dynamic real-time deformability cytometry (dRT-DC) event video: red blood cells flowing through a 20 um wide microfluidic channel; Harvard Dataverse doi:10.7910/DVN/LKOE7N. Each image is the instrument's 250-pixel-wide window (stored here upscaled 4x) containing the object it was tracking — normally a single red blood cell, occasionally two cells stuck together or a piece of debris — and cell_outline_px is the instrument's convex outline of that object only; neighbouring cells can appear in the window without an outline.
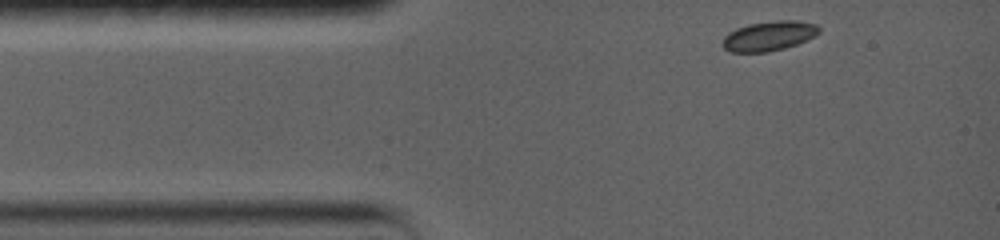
{"species": "common noctule bat (a hibernating species)", "species_latin": "Nyctalus noctula", "temperature_condition": "warm", "stored_images_in_passage": 22, "camera_frame_rate_fps": 5000, "um_per_image_px": 0.085, "animal": {"sex": "female", "body_mass_g": 19.0, "forearm_length_mm": 56.7}, "frame": {"image": 1, "passage_image": 1, "time_ms": 0.0, "image_size_px": [1000, 240], "cell_outline_px": [[820, 32], [816, 36], [796, 44], [784, 48], [768, 52], [732, 52], [724, 48], [724, 36], [728, 32], [736, 28], [748, 24], [776, 20], [796, 20], [816, 24], [820, 28]], "centroid_in_image_um": [65.39, 3.04], "position_along_channel_um": 19.6, "area_um2": 16.7}}
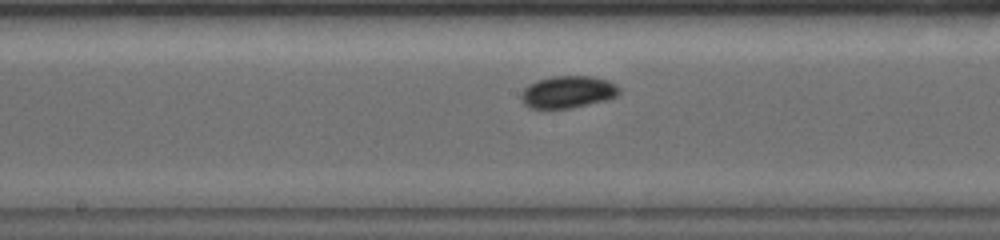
{"frame": {"image": 2, "passage_image": 13, "time_ms": 6.0, "image_size_px": [1000, 240], "cell_outline_px": [[620, 92], [616, 96], [608, 100], [572, 108], [528, 108], [524, 104], [520, 96], [520, 92], [528, 84], [536, 80], [552, 76], [592, 76], [608, 80], [616, 84], [620, 88]], "centroid_in_image_um": [48.26, 7.81], "position_along_channel_um": 199.9, "area_um2": 18.67}}
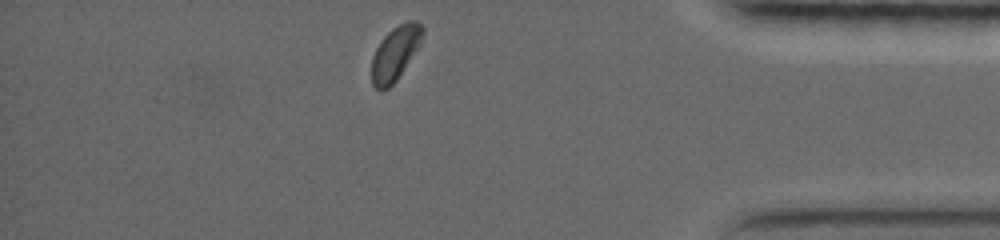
{"frame": {"image": 3, "passage_image": 22, "time_ms": 12.4, "image_size_px": [1000, 240], "cell_outline_px": [[424, 32], [420, 44], [396, 80], [388, 88], [380, 92], [372, 84], [372, 56], [380, 40], [392, 28], [408, 20], [416, 20], [424, 28]], "centroid_in_image_um": [33.58, 4.51], "position_along_channel_um": 401.6, "area_um2": 15.95}, "authors_computed_cell_mechanics": {"area_um2": 16.7909, "velocity_mm_per_s": 3.6263, "shape_relaxation_time_tau1_ms": 4.3272, "shape_relaxation_time_tau2_ms": 1.4053, "deformation_change_tau1": 0.0504, "deformation_change_tau2": 0.018}}